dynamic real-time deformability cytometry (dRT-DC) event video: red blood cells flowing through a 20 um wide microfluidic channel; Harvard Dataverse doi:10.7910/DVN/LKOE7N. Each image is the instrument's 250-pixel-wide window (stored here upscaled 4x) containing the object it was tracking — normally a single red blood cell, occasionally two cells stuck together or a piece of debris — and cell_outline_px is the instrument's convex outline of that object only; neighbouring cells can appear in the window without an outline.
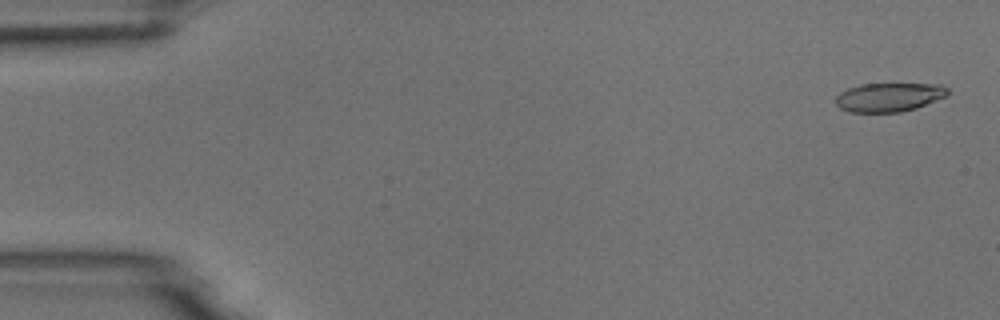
{"species": "common noctule bat (a hibernating species)", "species_latin": "Nyctalus noctula", "temperature_condition": "room temperature", "stored_images_in_passage": 54, "camera_frame_rate_fps": 3000, "um_per_image_px": 0.085, "animal": {"sex": "male", "body_mass_g": 18.8}, "frame": {"image": 1, "passage_image": 2, "time_ms": 0.333, "image_size_px": [1000, 320], "cell_outline_px": [[948, 96], [916, 108], [900, 112], [848, 112], [840, 108], [836, 104], [836, 96], [840, 92], [848, 88], [860, 84], [940, 84], [948, 88]], "centroid_in_image_um": [75.57, 8.26], "position_along_channel_um": 9.4, "area_um2": 18.9}}
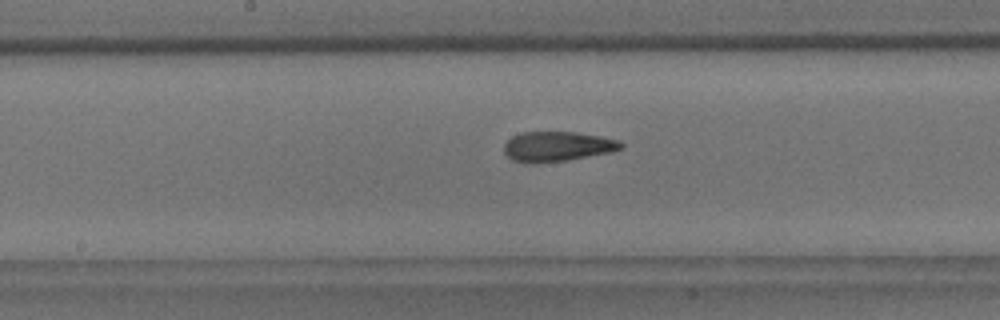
{"frame": {"image": 2, "passage_image": 28, "time_ms": 9.0, "image_size_px": [1000, 320], "cell_outline_px": [[624, 148], [612, 152], [568, 160], [532, 164], [528, 164], [512, 160], [504, 152], [504, 144], [512, 136], [520, 132], [576, 132], [600, 136], [616, 140], [624, 144]], "centroid_in_image_um": [47.35, 12.46], "position_along_channel_um": 200.8, "area_um2": 20.58}}
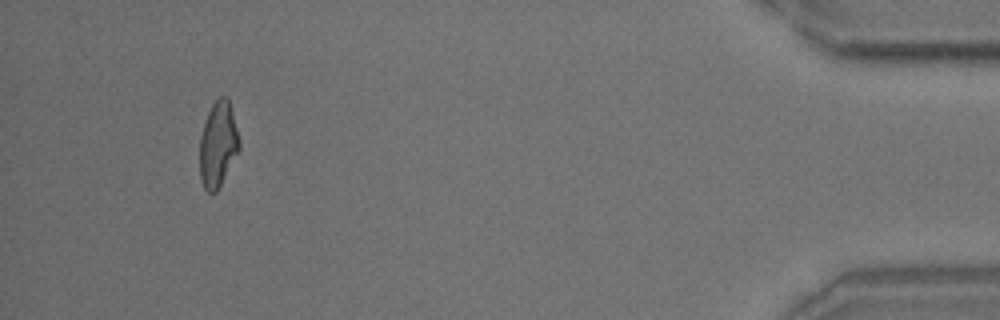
{"frame": {"image": 3, "passage_image": 51, "time_ms": 16.667, "image_size_px": [1000, 320], "cell_outline_px": [[240, 148], [216, 192], [208, 192], [204, 188], [200, 180], [200, 136], [208, 112], [212, 104], [220, 96], [224, 96], [228, 100], [232, 112], [240, 140]], "centroid_in_image_um": [18.52, 12.28], "position_along_channel_um": 416.7, "area_um2": 19.36}, "authors_computed_cell_mechanics": {"area_um2": 20.1433, "velocity_mm_per_s": 3.7281, "shape_relaxation_time_tau1_ms": null, "shape_relaxation_time_tau2_ms": 1.7247, "deformation_change_tau1": null, "deformation_change_tau2": 0.1056}}